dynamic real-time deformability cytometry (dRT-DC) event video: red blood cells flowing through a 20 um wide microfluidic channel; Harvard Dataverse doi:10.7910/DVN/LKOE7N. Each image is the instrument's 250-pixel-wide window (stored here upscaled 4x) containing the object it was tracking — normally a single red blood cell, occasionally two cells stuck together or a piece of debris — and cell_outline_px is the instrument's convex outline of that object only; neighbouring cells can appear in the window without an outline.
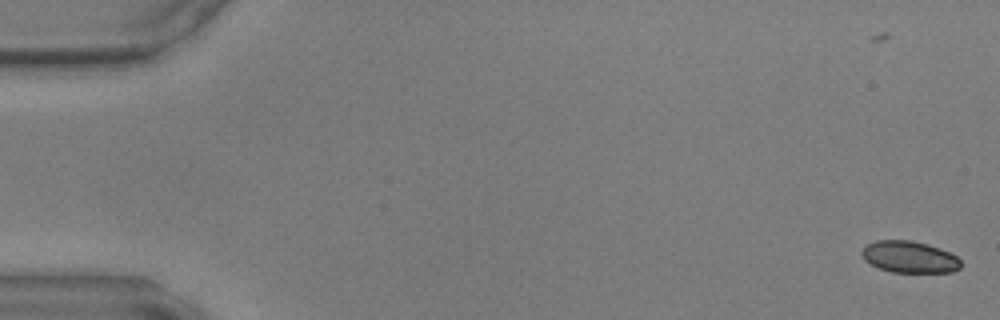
{"species": "common noctule bat (a hibernating species)", "species_latin": "Nyctalus noctula", "temperature_condition": "warm", "stored_images_in_passage": 49, "camera_frame_rate_fps": 3000, "um_per_image_px": 0.085, "animal": {"sex": "male", "body_mass_g": 17.9, "forearm_length_mm": 54.2}, "frame": {"image": 1, "passage_image": 1, "time_ms": 0.0, "image_size_px": [1000, 320], "cell_outline_px": [[960, 268], [952, 272], [892, 272], [880, 268], [864, 260], [860, 252], [868, 244], [876, 240], [912, 240], [928, 244], [940, 248], [956, 256], [960, 260]], "centroid_in_image_um": [77.3, 21.83], "position_along_channel_um": 7.7, "area_um2": 18.21}}
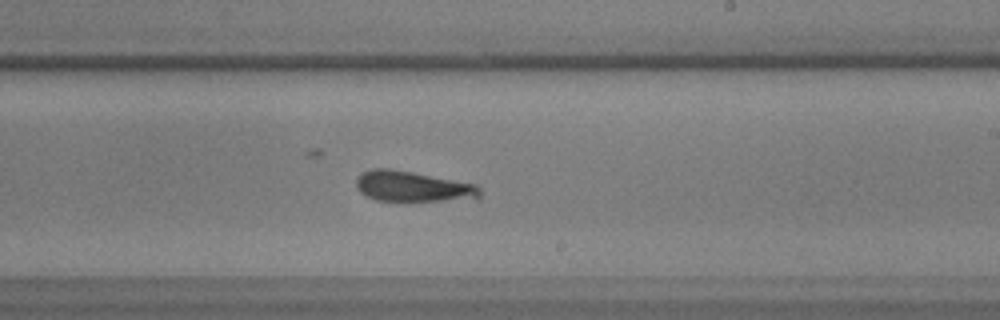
{"frame": {"image": 2, "passage_image": 29, "time_ms": 9.333, "image_size_px": [1000, 320], "cell_outline_px": [[480, 200], [404, 204], [376, 200], [360, 192], [356, 188], [356, 180], [360, 172], [372, 168], [392, 168], [476, 184], [480, 188]], "centroid_in_image_um": [35.14, 15.92], "position_along_channel_um": 253.9, "area_um2": 23.64}}
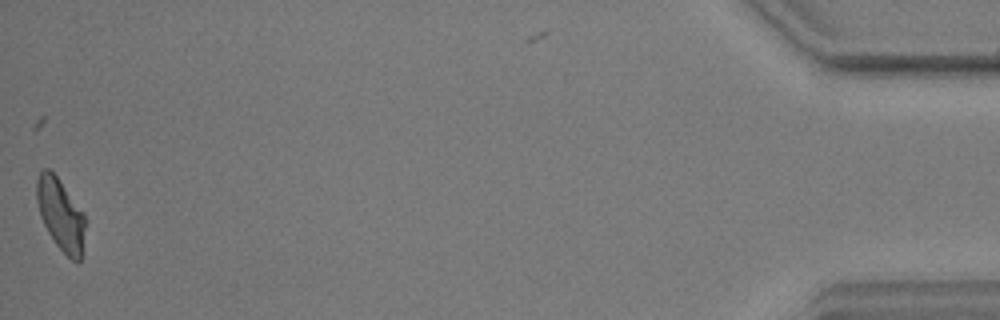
{"frame": {"image": 3, "passage_image": 48, "time_ms": 15.667, "image_size_px": [1000, 320], "cell_outline_px": [[88, 220], [80, 260], [76, 264], [56, 244], [48, 232], [40, 216], [36, 200], [36, 180], [40, 172], [44, 168], [48, 168], [56, 176], [84, 212]], "centroid_in_image_um": [5.18, 18.25], "position_along_channel_um": 430.0, "area_um2": 20.58}}